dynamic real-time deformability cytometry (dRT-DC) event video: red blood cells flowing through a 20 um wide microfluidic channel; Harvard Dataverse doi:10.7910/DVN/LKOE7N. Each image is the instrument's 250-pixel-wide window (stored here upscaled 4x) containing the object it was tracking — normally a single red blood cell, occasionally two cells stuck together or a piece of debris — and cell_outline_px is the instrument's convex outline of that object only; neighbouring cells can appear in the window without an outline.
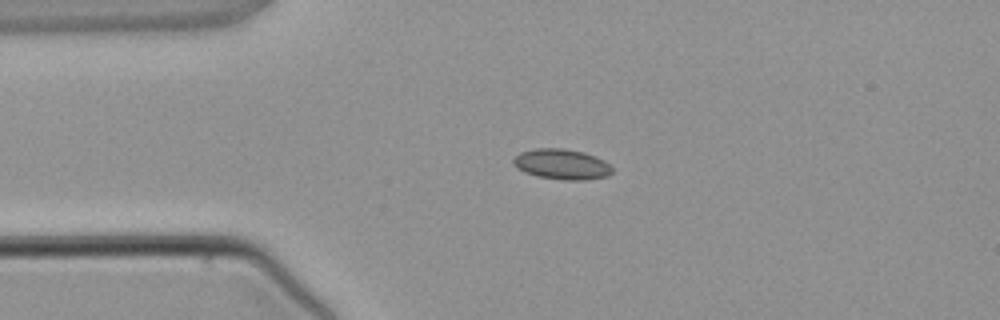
{"species": "common noctule bat (a hibernating species)", "species_latin": "Nyctalus noctula", "temperature_condition": "warm", "stored_images_in_passage": 4, "camera_frame_rate_fps": 3000, "um_per_image_px": 0.085, "animal": {"sex": "male", "body_mass_g": 21.5, "forearm_length_mm": 52.0}, "frame": {"image": 1, "passage_image": 2, "time_ms": 2.333, "image_size_px": [1000, 320], "cell_outline_px": [[612, 172], [608, 176], [584, 180], [564, 180], [536, 176], [524, 172], [516, 168], [512, 164], [512, 160], [520, 152], [536, 148], [564, 148], [584, 152], [596, 156], [604, 160], [612, 168]], "centroid_in_image_um": [47.73, 13.96], "position_along_channel_um": 37.3, "area_um2": 17.69}}